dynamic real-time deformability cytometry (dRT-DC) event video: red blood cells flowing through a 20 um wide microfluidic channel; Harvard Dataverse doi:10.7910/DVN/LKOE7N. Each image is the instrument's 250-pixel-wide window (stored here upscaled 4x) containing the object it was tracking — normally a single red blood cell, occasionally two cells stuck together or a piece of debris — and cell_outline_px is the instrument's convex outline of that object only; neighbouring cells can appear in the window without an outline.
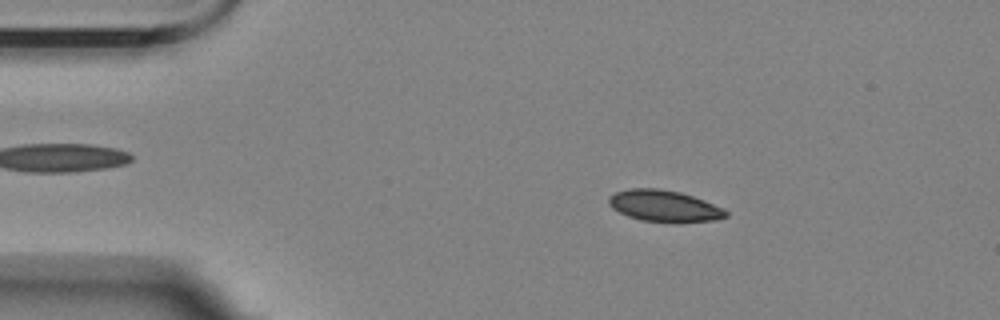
{"species": "Egyptian fruit bat (a non-hibernating species)", "species_latin": "Rousettus aegyptiacus", "temperature_condition": "room temperature", "stored_images_in_passage": 16, "camera_frame_rate_fps": 3000, "um_per_image_px": 0.085, "animal": {"sex": "female"}, "frame": {"image": 1, "passage_image": 9, "time_ms": 2.667, "image_size_px": [1000, 320], "cell_outline_px": [[728, 216], [716, 220], [676, 224], [672, 224], [640, 220], [628, 216], [612, 208], [608, 204], [608, 196], [616, 192], [628, 188], [660, 188], [680, 192], [704, 200], [724, 208], [728, 212]], "centroid_in_image_um": [56.47, 17.53], "position_along_channel_um": 28.5, "area_um2": 22.08}}